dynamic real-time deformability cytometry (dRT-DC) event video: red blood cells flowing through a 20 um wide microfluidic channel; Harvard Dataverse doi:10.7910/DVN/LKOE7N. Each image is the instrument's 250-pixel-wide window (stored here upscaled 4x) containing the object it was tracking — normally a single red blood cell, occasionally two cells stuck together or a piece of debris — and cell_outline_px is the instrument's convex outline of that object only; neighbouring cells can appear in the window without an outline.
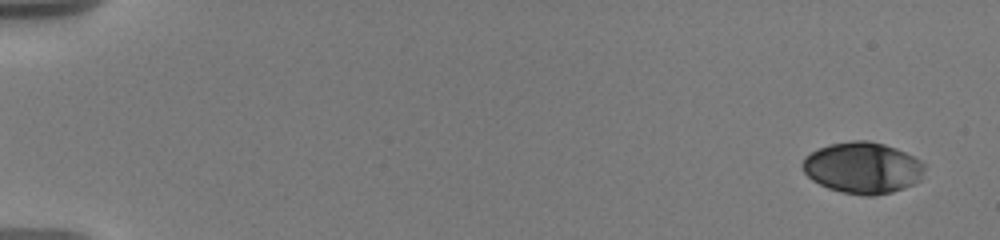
{"species": "human", "species_latin": "Homo sapiens", "temperature_condition": "warm", "stored_images_in_passage": 35, "camera_frame_rate_fps": 3000, "um_per_image_px": 0.085, "donor": {"sex": "male"}, "frame": {"image": 1, "passage_image": 1, "time_ms": 0.0, "image_size_px": [1000, 240], "cell_outline_px": [[924, 168], [920, 180], [904, 188], [892, 192], [876, 196], [864, 196], [840, 192], [828, 188], [812, 180], [804, 172], [804, 156], [820, 148], [832, 144], [852, 140], [868, 140], [884, 144], [896, 148], [920, 160], [924, 164]], "centroid_in_image_um": [73.34, 14.27], "position_along_channel_um": 11.7, "area_um2": 36.36}}
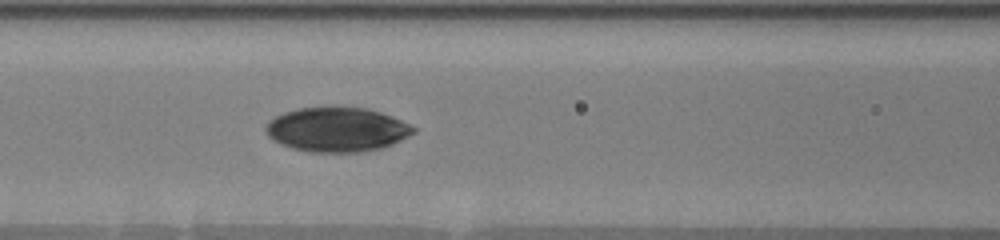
{"frame": {"image": 2, "passage_image": 16, "time_ms": 8.0, "image_size_px": [1000, 240], "cell_outline_px": [[416, 132], [392, 144], [380, 148], [360, 152], [308, 152], [292, 148], [280, 144], [272, 140], [268, 136], [264, 128], [276, 116], [284, 112], [296, 108], [368, 108], [380, 112], [400, 120], [416, 128]], "centroid_in_image_um": [28.62, 11.03], "position_along_channel_um": 138.0, "area_um2": 37.86}}
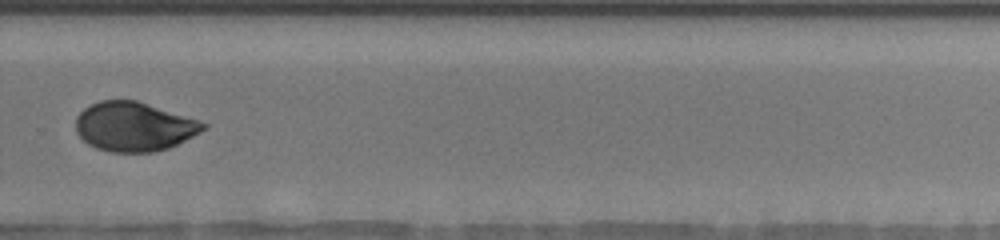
{"frame": {"image": 3, "passage_image": 27, "time_ms": 13.0, "image_size_px": [1000, 240], "cell_outline_px": [[208, 128], [168, 148], [152, 152], [108, 152], [96, 148], [88, 144], [76, 132], [76, 116], [84, 108], [100, 100], [136, 100], [200, 120], [208, 124]], "centroid_in_image_um": [11.39, 10.76], "position_along_channel_um": 318.4, "area_um2": 36.53}, "authors_computed_cell_mechanics": {"area_um2": 37.1654, "velocity_mm_per_s": 3.6212, "shape_relaxation_time_tau1_ms": 4.7665, "shape_relaxation_time_tau2_ms": 5.9556, "deformation_change_tau1": 0.1186, "deformation_change_tau2": 0.0729}}